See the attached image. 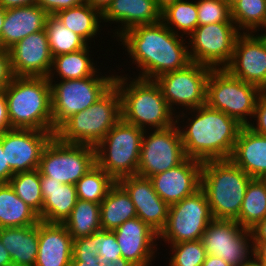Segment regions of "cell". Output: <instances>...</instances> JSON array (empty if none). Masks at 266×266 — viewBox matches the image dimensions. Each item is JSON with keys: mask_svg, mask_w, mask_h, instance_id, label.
<instances>
[{"mask_svg": "<svg viewBox=\"0 0 266 266\" xmlns=\"http://www.w3.org/2000/svg\"><path fill=\"white\" fill-rule=\"evenodd\" d=\"M143 133L120 119L95 147L96 164L116 182L137 175Z\"/></svg>", "mask_w": 266, "mask_h": 266, "instance_id": "obj_7", "label": "cell"}, {"mask_svg": "<svg viewBox=\"0 0 266 266\" xmlns=\"http://www.w3.org/2000/svg\"><path fill=\"white\" fill-rule=\"evenodd\" d=\"M117 182L129 194L137 217L159 235L166 225L169 205L155 192L150 179L132 175L123 177Z\"/></svg>", "mask_w": 266, "mask_h": 266, "instance_id": "obj_20", "label": "cell"}, {"mask_svg": "<svg viewBox=\"0 0 266 266\" xmlns=\"http://www.w3.org/2000/svg\"><path fill=\"white\" fill-rule=\"evenodd\" d=\"M230 7L236 3L238 0H224Z\"/></svg>", "mask_w": 266, "mask_h": 266, "instance_id": "obj_59", "label": "cell"}, {"mask_svg": "<svg viewBox=\"0 0 266 266\" xmlns=\"http://www.w3.org/2000/svg\"><path fill=\"white\" fill-rule=\"evenodd\" d=\"M244 266H266L264 263L252 257Z\"/></svg>", "mask_w": 266, "mask_h": 266, "instance_id": "obj_58", "label": "cell"}, {"mask_svg": "<svg viewBox=\"0 0 266 266\" xmlns=\"http://www.w3.org/2000/svg\"><path fill=\"white\" fill-rule=\"evenodd\" d=\"M0 240L9 252L13 266H34L38 250V224L0 228Z\"/></svg>", "mask_w": 266, "mask_h": 266, "instance_id": "obj_27", "label": "cell"}, {"mask_svg": "<svg viewBox=\"0 0 266 266\" xmlns=\"http://www.w3.org/2000/svg\"><path fill=\"white\" fill-rule=\"evenodd\" d=\"M213 216L204 191L200 188L190 196L169 206L167 222L158 235L169 244L201 240Z\"/></svg>", "mask_w": 266, "mask_h": 266, "instance_id": "obj_11", "label": "cell"}, {"mask_svg": "<svg viewBox=\"0 0 266 266\" xmlns=\"http://www.w3.org/2000/svg\"><path fill=\"white\" fill-rule=\"evenodd\" d=\"M86 3V0H37L36 4L49 15Z\"/></svg>", "mask_w": 266, "mask_h": 266, "instance_id": "obj_44", "label": "cell"}, {"mask_svg": "<svg viewBox=\"0 0 266 266\" xmlns=\"http://www.w3.org/2000/svg\"><path fill=\"white\" fill-rule=\"evenodd\" d=\"M161 21L175 34L187 35L186 40L198 26L197 2L178 0L168 5L161 11Z\"/></svg>", "mask_w": 266, "mask_h": 266, "instance_id": "obj_34", "label": "cell"}, {"mask_svg": "<svg viewBox=\"0 0 266 266\" xmlns=\"http://www.w3.org/2000/svg\"><path fill=\"white\" fill-rule=\"evenodd\" d=\"M102 20L106 23H121L120 29H115L114 33L117 40L124 32L136 26L161 21V10L155 0H113L102 14Z\"/></svg>", "mask_w": 266, "mask_h": 266, "instance_id": "obj_23", "label": "cell"}, {"mask_svg": "<svg viewBox=\"0 0 266 266\" xmlns=\"http://www.w3.org/2000/svg\"><path fill=\"white\" fill-rule=\"evenodd\" d=\"M38 250L34 266H71L73 238L63 223H38Z\"/></svg>", "mask_w": 266, "mask_h": 266, "instance_id": "obj_22", "label": "cell"}, {"mask_svg": "<svg viewBox=\"0 0 266 266\" xmlns=\"http://www.w3.org/2000/svg\"><path fill=\"white\" fill-rule=\"evenodd\" d=\"M17 77H48L53 64L46 30L30 34L8 49Z\"/></svg>", "mask_w": 266, "mask_h": 266, "instance_id": "obj_18", "label": "cell"}, {"mask_svg": "<svg viewBox=\"0 0 266 266\" xmlns=\"http://www.w3.org/2000/svg\"><path fill=\"white\" fill-rule=\"evenodd\" d=\"M9 51L0 48V90H3L13 79Z\"/></svg>", "mask_w": 266, "mask_h": 266, "instance_id": "obj_45", "label": "cell"}, {"mask_svg": "<svg viewBox=\"0 0 266 266\" xmlns=\"http://www.w3.org/2000/svg\"><path fill=\"white\" fill-rule=\"evenodd\" d=\"M13 175L12 169L6 163L5 152H3L2 141L0 139V183H9Z\"/></svg>", "mask_w": 266, "mask_h": 266, "instance_id": "obj_47", "label": "cell"}, {"mask_svg": "<svg viewBox=\"0 0 266 266\" xmlns=\"http://www.w3.org/2000/svg\"><path fill=\"white\" fill-rule=\"evenodd\" d=\"M211 67L190 63L187 67L165 73L155 79L170 108L182 106L184 110H192L206 104L207 80Z\"/></svg>", "mask_w": 266, "mask_h": 266, "instance_id": "obj_15", "label": "cell"}, {"mask_svg": "<svg viewBox=\"0 0 266 266\" xmlns=\"http://www.w3.org/2000/svg\"><path fill=\"white\" fill-rule=\"evenodd\" d=\"M147 132L145 130L142 136L137 175L149 178L174 168L187 158L177 123Z\"/></svg>", "mask_w": 266, "mask_h": 266, "instance_id": "obj_13", "label": "cell"}, {"mask_svg": "<svg viewBox=\"0 0 266 266\" xmlns=\"http://www.w3.org/2000/svg\"><path fill=\"white\" fill-rule=\"evenodd\" d=\"M262 181L266 184V175L262 178Z\"/></svg>", "mask_w": 266, "mask_h": 266, "instance_id": "obj_60", "label": "cell"}, {"mask_svg": "<svg viewBox=\"0 0 266 266\" xmlns=\"http://www.w3.org/2000/svg\"><path fill=\"white\" fill-rule=\"evenodd\" d=\"M182 112V113H181ZM176 116L188 118L185 126L178 125L185 154L188 158L199 161L230 159L237 137L243 125L222 111L213 109L207 104L190 110L194 113L190 119L181 111ZM181 114V115H180ZM186 127V128H185Z\"/></svg>", "mask_w": 266, "mask_h": 266, "instance_id": "obj_2", "label": "cell"}, {"mask_svg": "<svg viewBox=\"0 0 266 266\" xmlns=\"http://www.w3.org/2000/svg\"><path fill=\"white\" fill-rule=\"evenodd\" d=\"M89 49L90 46H87L71 53L53 57V64L48 79L53 80L55 72L57 73L56 76H59L61 80L93 76L100 69H97L94 65L93 58L90 59L92 55L89 54Z\"/></svg>", "mask_w": 266, "mask_h": 266, "instance_id": "obj_30", "label": "cell"}, {"mask_svg": "<svg viewBox=\"0 0 266 266\" xmlns=\"http://www.w3.org/2000/svg\"><path fill=\"white\" fill-rule=\"evenodd\" d=\"M225 69L234 77L266 90V33H240Z\"/></svg>", "mask_w": 266, "mask_h": 266, "instance_id": "obj_17", "label": "cell"}, {"mask_svg": "<svg viewBox=\"0 0 266 266\" xmlns=\"http://www.w3.org/2000/svg\"><path fill=\"white\" fill-rule=\"evenodd\" d=\"M100 216V204L78 199L70 216L63 224L74 240L101 230Z\"/></svg>", "mask_w": 266, "mask_h": 266, "instance_id": "obj_32", "label": "cell"}, {"mask_svg": "<svg viewBox=\"0 0 266 266\" xmlns=\"http://www.w3.org/2000/svg\"><path fill=\"white\" fill-rule=\"evenodd\" d=\"M103 266H134L129 261L124 259L123 257L116 259L115 261H109L106 263H103Z\"/></svg>", "mask_w": 266, "mask_h": 266, "instance_id": "obj_55", "label": "cell"}, {"mask_svg": "<svg viewBox=\"0 0 266 266\" xmlns=\"http://www.w3.org/2000/svg\"><path fill=\"white\" fill-rule=\"evenodd\" d=\"M251 180L231 159L203 161L201 189L206 195L213 219L235 220L239 216Z\"/></svg>", "mask_w": 266, "mask_h": 266, "instance_id": "obj_5", "label": "cell"}, {"mask_svg": "<svg viewBox=\"0 0 266 266\" xmlns=\"http://www.w3.org/2000/svg\"><path fill=\"white\" fill-rule=\"evenodd\" d=\"M201 241L207 255L221 257L231 266H244L254 254L251 231L236 220L213 219Z\"/></svg>", "mask_w": 266, "mask_h": 266, "instance_id": "obj_14", "label": "cell"}, {"mask_svg": "<svg viewBox=\"0 0 266 266\" xmlns=\"http://www.w3.org/2000/svg\"><path fill=\"white\" fill-rule=\"evenodd\" d=\"M96 232L73 240L72 259H99Z\"/></svg>", "mask_w": 266, "mask_h": 266, "instance_id": "obj_42", "label": "cell"}, {"mask_svg": "<svg viewBox=\"0 0 266 266\" xmlns=\"http://www.w3.org/2000/svg\"><path fill=\"white\" fill-rule=\"evenodd\" d=\"M102 230L113 231L127 220L137 217L135 206L126 190L116 182L100 203Z\"/></svg>", "mask_w": 266, "mask_h": 266, "instance_id": "obj_28", "label": "cell"}, {"mask_svg": "<svg viewBox=\"0 0 266 266\" xmlns=\"http://www.w3.org/2000/svg\"><path fill=\"white\" fill-rule=\"evenodd\" d=\"M240 33L235 23L198 25L189 35L190 43H187L191 61L212 69L225 68L232 59Z\"/></svg>", "mask_w": 266, "mask_h": 266, "instance_id": "obj_12", "label": "cell"}, {"mask_svg": "<svg viewBox=\"0 0 266 266\" xmlns=\"http://www.w3.org/2000/svg\"><path fill=\"white\" fill-rule=\"evenodd\" d=\"M9 184L16 195L38 215L42 212L43 197L40 187L39 169L15 173Z\"/></svg>", "mask_w": 266, "mask_h": 266, "instance_id": "obj_38", "label": "cell"}, {"mask_svg": "<svg viewBox=\"0 0 266 266\" xmlns=\"http://www.w3.org/2000/svg\"><path fill=\"white\" fill-rule=\"evenodd\" d=\"M202 266H231L221 257L214 255H206L205 261Z\"/></svg>", "mask_w": 266, "mask_h": 266, "instance_id": "obj_52", "label": "cell"}, {"mask_svg": "<svg viewBox=\"0 0 266 266\" xmlns=\"http://www.w3.org/2000/svg\"><path fill=\"white\" fill-rule=\"evenodd\" d=\"M202 161L186 158L174 168L149 177L158 196L169 206L201 188Z\"/></svg>", "mask_w": 266, "mask_h": 266, "instance_id": "obj_19", "label": "cell"}, {"mask_svg": "<svg viewBox=\"0 0 266 266\" xmlns=\"http://www.w3.org/2000/svg\"><path fill=\"white\" fill-rule=\"evenodd\" d=\"M230 159L252 179L266 175V136L243 126Z\"/></svg>", "mask_w": 266, "mask_h": 266, "instance_id": "obj_26", "label": "cell"}, {"mask_svg": "<svg viewBox=\"0 0 266 266\" xmlns=\"http://www.w3.org/2000/svg\"><path fill=\"white\" fill-rule=\"evenodd\" d=\"M250 231L253 241H266V217L258 222Z\"/></svg>", "mask_w": 266, "mask_h": 266, "instance_id": "obj_48", "label": "cell"}, {"mask_svg": "<svg viewBox=\"0 0 266 266\" xmlns=\"http://www.w3.org/2000/svg\"><path fill=\"white\" fill-rule=\"evenodd\" d=\"M261 89L231 75L225 68L211 69L206 104L247 126L253 118Z\"/></svg>", "mask_w": 266, "mask_h": 266, "instance_id": "obj_8", "label": "cell"}, {"mask_svg": "<svg viewBox=\"0 0 266 266\" xmlns=\"http://www.w3.org/2000/svg\"><path fill=\"white\" fill-rule=\"evenodd\" d=\"M230 8L231 19L240 32L256 33L260 27L266 32V0H238Z\"/></svg>", "mask_w": 266, "mask_h": 266, "instance_id": "obj_35", "label": "cell"}, {"mask_svg": "<svg viewBox=\"0 0 266 266\" xmlns=\"http://www.w3.org/2000/svg\"><path fill=\"white\" fill-rule=\"evenodd\" d=\"M37 0H0V4L5 8H15L36 4Z\"/></svg>", "mask_w": 266, "mask_h": 266, "instance_id": "obj_50", "label": "cell"}, {"mask_svg": "<svg viewBox=\"0 0 266 266\" xmlns=\"http://www.w3.org/2000/svg\"><path fill=\"white\" fill-rule=\"evenodd\" d=\"M253 256L266 265V241H253Z\"/></svg>", "mask_w": 266, "mask_h": 266, "instance_id": "obj_49", "label": "cell"}, {"mask_svg": "<svg viewBox=\"0 0 266 266\" xmlns=\"http://www.w3.org/2000/svg\"><path fill=\"white\" fill-rule=\"evenodd\" d=\"M40 187L43 197L40 221L64 223L70 216L78 200L74 184H62L40 174Z\"/></svg>", "mask_w": 266, "mask_h": 266, "instance_id": "obj_25", "label": "cell"}, {"mask_svg": "<svg viewBox=\"0 0 266 266\" xmlns=\"http://www.w3.org/2000/svg\"><path fill=\"white\" fill-rule=\"evenodd\" d=\"M48 15L37 4L6 9L2 49L8 50L26 36L44 30Z\"/></svg>", "mask_w": 266, "mask_h": 266, "instance_id": "obj_24", "label": "cell"}, {"mask_svg": "<svg viewBox=\"0 0 266 266\" xmlns=\"http://www.w3.org/2000/svg\"><path fill=\"white\" fill-rule=\"evenodd\" d=\"M112 1L113 0H86V3L103 14Z\"/></svg>", "mask_w": 266, "mask_h": 266, "instance_id": "obj_51", "label": "cell"}, {"mask_svg": "<svg viewBox=\"0 0 266 266\" xmlns=\"http://www.w3.org/2000/svg\"><path fill=\"white\" fill-rule=\"evenodd\" d=\"M122 257L134 266H150L155 258L158 234L138 217L127 220L112 231ZM157 239V240H156Z\"/></svg>", "mask_w": 266, "mask_h": 266, "instance_id": "obj_21", "label": "cell"}, {"mask_svg": "<svg viewBox=\"0 0 266 266\" xmlns=\"http://www.w3.org/2000/svg\"><path fill=\"white\" fill-rule=\"evenodd\" d=\"M178 0H155L156 6L162 11L168 5L175 3Z\"/></svg>", "mask_w": 266, "mask_h": 266, "instance_id": "obj_57", "label": "cell"}, {"mask_svg": "<svg viewBox=\"0 0 266 266\" xmlns=\"http://www.w3.org/2000/svg\"><path fill=\"white\" fill-rule=\"evenodd\" d=\"M12 128L53 131L48 77H17L4 88Z\"/></svg>", "mask_w": 266, "mask_h": 266, "instance_id": "obj_4", "label": "cell"}, {"mask_svg": "<svg viewBox=\"0 0 266 266\" xmlns=\"http://www.w3.org/2000/svg\"><path fill=\"white\" fill-rule=\"evenodd\" d=\"M54 136L53 131L20 128L0 134L6 163L13 173L38 169L43 150Z\"/></svg>", "mask_w": 266, "mask_h": 266, "instance_id": "obj_16", "label": "cell"}, {"mask_svg": "<svg viewBox=\"0 0 266 266\" xmlns=\"http://www.w3.org/2000/svg\"><path fill=\"white\" fill-rule=\"evenodd\" d=\"M55 15L65 27L81 36L88 44L91 38L94 39L96 34H99L98 31L102 27V14L87 3L61 10Z\"/></svg>", "mask_w": 266, "mask_h": 266, "instance_id": "obj_31", "label": "cell"}, {"mask_svg": "<svg viewBox=\"0 0 266 266\" xmlns=\"http://www.w3.org/2000/svg\"><path fill=\"white\" fill-rule=\"evenodd\" d=\"M10 129L7 101L3 89L0 90V134Z\"/></svg>", "mask_w": 266, "mask_h": 266, "instance_id": "obj_46", "label": "cell"}, {"mask_svg": "<svg viewBox=\"0 0 266 266\" xmlns=\"http://www.w3.org/2000/svg\"><path fill=\"white\" fill-rule=\"evenodd\" d=\"M125 76L116 74L114 81L120 94L122 120L144 131L149 130L148 127L164 129L176 123V114L170 110L155 80L136 76L130 81Z\"/></svg>", "mask_w": 266, "mask_h": 266, "instance_id": "obj_3", "label": "cell"}, {"mask_svg": "<svg viewBox=\"0 0 266 266\" xmlns=\"http://www.w3.org/2000/svg\"><path fill=\"white\" fill-rule=\"evenodd\" d=\"M95 165V147L63 143L54 136L43 150L38 169L52 180L75 185Z\"/></svg>", "mask_w": 266, "mask_h": 266, "instance_id": "obj_10", "label": "cell"}, {"mask_svg": "<svg viewBox=\"0 0 266 266\" xmlns=\"http://www.w3.org/2000/svg\"><path fill=\"white\" fill-rule=\"evenodd\" d=\"M116 181L97 164L75 184L77 198L100 204Z\"/></svg>", "mask_w": 266, "mask_h": 266, "instance_id": "obj_37", "label": "cell"}, {"mask_svg": "<svg viewBox=\"0 0 266 266\" xmlns=\"http://www.w3.org/2000/svg\"><path fill=\"white\" fill-rule=\"evenodd\" d=\"M121 119V99L114 84L88 109L73 114L57 130L63 143L96 147Z\"/></svg>", "mask_w": 266, "mask_h": 266, "instance_id": "obj_6", "label": "cell"}, {"mask_svg": "<svg viewBox=\"0 0 266 266\" xmlns=\"http://www.w3.org/2000/svg\"><path fill=\"white\" fill-rule=\"evenodd\" d=\"M71 266H103L99 259H72Z\"/></svg>", "mask_w": 266, "mask_h": 266, "instance_id": "obj_53", "label": "cell"}, {"mask_svg": "<svg viewBox=\"0 0 266 266\" xmlns=\"http://www.w3.org/2000/svg\"><path fill=\"white\" fill-rule=\"evenodd\" d=\"M39 215L23 202L9 183H0V228L36 225Z\"/></svg>", "mask_w": 266, "mask_h": 266, "instance_id": "obj_29", "label": "cell"}, {"mask_svg": "<svg viewBox=\"0 0 266 266\" xmlns=\"http://www.w3.org/2000/svg\"><path fill=\"white\" fill-rule=\"evenodd\" d=\"M170 248L169 266H202L207 255L201 240L170 244Z\"/></svg>", "mask_w": 266, "mask_h": 266, "instance_id": "obj_39", "label": "cell"}, {"mask_svg": "<svg viewBox=\"0 0 266 266\" xmlns=\"http://www.w3.org/2000/svg\"><path fill=\"white\" fill-rule=\"evenodd\" d=\"M45 30L52 57L71 53L89 45L81 36L65 27L56 15H48Z\"/></svg>", "mask_w": 266, "mask_h": 266, "instance_id": "obj_36", "label": "cell"}, {"mask_svg": "<svg viewBox=\"0 0 266 266\" xmlns=\"http://www.w3.org/2000/svg\"><path fill=\"white\" fill-rule=\"evenodd\" d=\"M198 25L234 23L231 8L224 0H198Z\"/></svg>", "mask_w": 266, "mask_h": 266, "instance_id": "obj_40", "label": "cell"}, {"mask_svg": "<svg viewBox=\"0 0 266 266\" xmlns=\"http://www.w3.org/2000/svg\"><path fill=\"white\" fill-rule=\"evenodd\" d=\"M183 36L172 32L162 21L136 26L120 37L132 63L138 64L137 78L155 80L159 76L178 71L192 63L189 46Z\"/></svg>", "mask_w": 266, "mask_h": 266, "instance_id": "obj_1", "label": "cell"}, {"mask_svg": "<svg viewBox=\"0 0 266 266\" xmlns=\"http://www.w3.org/2000/svg\"><path fill=\"white\" fill-rule=\"evenodd\" d=\"M6 9L0 4V48H2V26L5 20Z\"/></svg>", "mask_w": 266, "mask_h": 266, "instance_id": "obj_56", "label": "cell"}, {"mask_svg": "<svg viewBox=\"0 0 266 266\" xmlns=\"http://www.w3.org/2000/svg\"><path fill=\"white\" fill-rule=\"evenodd\" d=\"M96 246L99 249L98 258L101 263L115 261L122 257L115 234L109 230L96 232Z\"/></svg>", "mask_w": 266, "mask_h": 266, "instance_id": "obj_41", "label": "cell"}, {"mask_svg": "<svg viewBox=\"0 0 266 266\" xmlns=\"http://www.w3.org/2000/svg\"><path fill=\"white\" fill-rule=\"evenodd\" d=\"M253 118L256 122L247 125L253 132L266 136V90H262L256 104Z\"/></svg>", "mask_w": 266, "mask_h": 266, "instance_id": "obj_43", "label": "cell"}, {"mask_svg": "<svg viewBox=\"0 0 266 266\" xmlns=\"http://www.w3.org/2000/svg\"><path fill=\"white\" fill-rule=\"evenodd\" d=\"M105 76H100L98 71L81 79L49 80L54 133L68 118L88 109L114 85L116 75Z\"/></svg>", "mask_w": 266, "mask_h": 266, "instance_id": "obj_9", "label": "cell"}, {"mask_svg": "<svg viewBox=\"0 0 266 266\" xmlns=\"http://www.w3.org/2000/svg\"><path fill=\"white\" fill-rule=\"evenodd\" d=\"M0 266H13L9 252L0 240Z\"/></svg>", "mask_w": 266, "mask_h": 266, "instance_id": "obj_54", "label": "cell"}, {"mask_svg": "<svg viewBox=\"0 0 266 266\" xmlns=\"http://www.w3.org/2000/svg\"><path fill=\"white\" fill-rule=\"evenodd\" d=\"M265 217L266 184L262 179H252L247 186L239 216L235 220L250 230Z\"/></svg>", "mask_w": 266, "mask_h": 266, "instance_id": "obj_33", "label": "cell"}]
</instances>
